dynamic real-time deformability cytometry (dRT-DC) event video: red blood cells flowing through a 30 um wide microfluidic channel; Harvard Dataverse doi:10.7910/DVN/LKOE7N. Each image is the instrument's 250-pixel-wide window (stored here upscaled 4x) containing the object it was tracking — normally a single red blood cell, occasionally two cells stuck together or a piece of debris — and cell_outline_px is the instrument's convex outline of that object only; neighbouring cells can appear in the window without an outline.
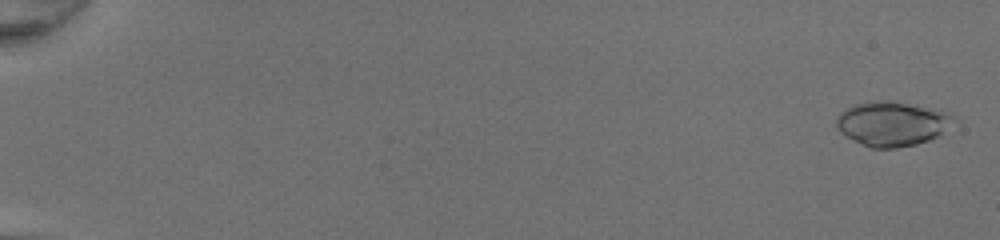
{"species": "common noctule bat (a hibernating species)", "species_latin": "Nyctalus noctula", "temperature_condition": "room temperature", "stored_images_in_passage": 50, "camera_frame_rate_fps": 3000, "um_per_image_px": 0.085, "animal": {"sex": "female", "body_mass_g": 20.0, "forearm_length_mm": 54.0}, "frame": {"image": 1, "passage_image": 2, "time_ms": 0.333, "image_size_px": [1000, 240], "cell_outline_px": [[960, 124], [940, 136], [916, 144], [896, 148], [872, 148], [840, 132], [836, 124], [836, 120], [840, 112], [856, 104], [880, 100], [892, 100], [932, 108], [948, 112]], "centroid_in_image_um": [75.95, 10.51], "position_along_channel_um": 9.1, "area_um2": 30.69}}